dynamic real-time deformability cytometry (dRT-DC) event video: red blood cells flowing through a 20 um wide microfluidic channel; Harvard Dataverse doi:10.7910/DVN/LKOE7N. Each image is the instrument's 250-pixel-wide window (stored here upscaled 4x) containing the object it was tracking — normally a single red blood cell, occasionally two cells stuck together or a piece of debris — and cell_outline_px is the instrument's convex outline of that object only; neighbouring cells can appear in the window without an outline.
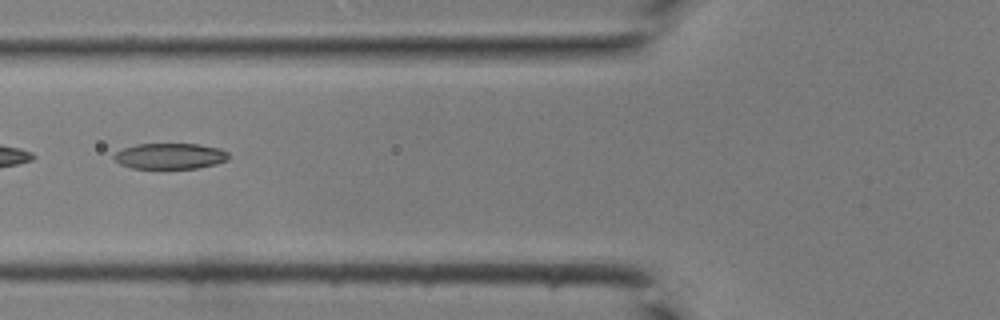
{"species": "common noctule bat (a hibernating species)", "species_latin": "Nyctalus noctula", "temperature_condition": "room temperature", "stored_images_in_passage": 17, "camera_frame_rate_fps": 3000, "um_per_image_px": 0.085, "animal": {"sex": "male", "body_mass_g": 19.0, "forearm_length_mm": 50.8}, "frame": {"image": 1, "passage_image": 3, "time_ms": 0.667, "image_size_px": [1000, 320], "cell_outline_px": [[228, 160], [216, 164], [196, 168], [132, 168], [120, 164], [112, 156], [116, 152], [124, 148], [136, 144], [200, 144], [220, 148], [228, 152]], "centroid_in_image_um": [14.47, 13.26], "position_along_channel_um": 111.3, "area_um2": 17.22}}
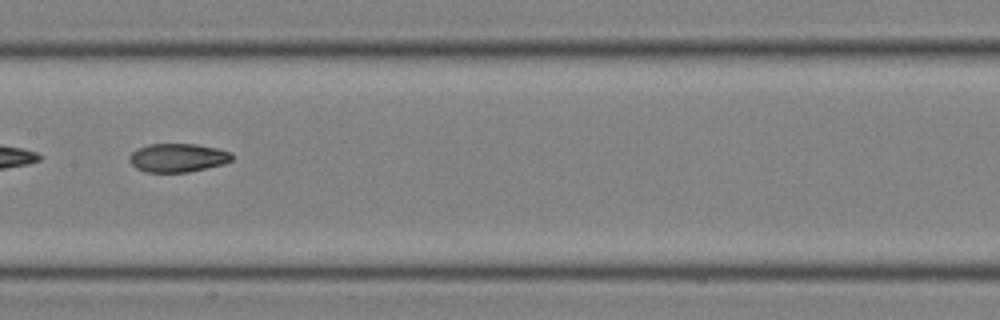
{"frame": {"image": 2, "passage_image": 8, "time_ms": 2.333, "image_size_px": [1000, 320], "cell_outline_px": [[232, 160], [224, 164], [188, 172], [148, 172], [136, 168], [128, 160], [128, 156], [136, 148], [148, 144], [196, 144], [216, 148], [232, 152]], "centroid_in_image_um": [15.09, 13.4], "position_along_channel_um": 192.3, "area_um2": 17.17}}